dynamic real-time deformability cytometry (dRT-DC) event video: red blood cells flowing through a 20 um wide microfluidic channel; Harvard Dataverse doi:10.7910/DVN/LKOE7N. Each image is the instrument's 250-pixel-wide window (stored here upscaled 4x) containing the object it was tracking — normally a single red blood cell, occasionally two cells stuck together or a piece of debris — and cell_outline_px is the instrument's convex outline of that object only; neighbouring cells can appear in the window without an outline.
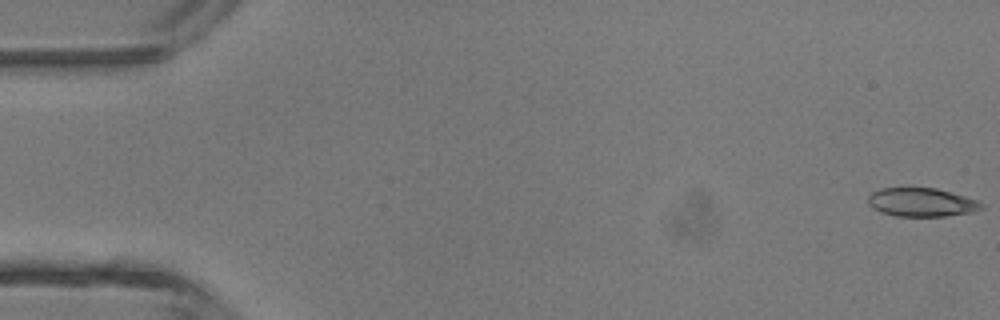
{"species": "common noctule bat (a hibernating species)", "species_latin": "Nyctalus noctula", "temperature_condition": "room temperature", "stored_images_in_passage": 5, "camera_frame_rate_fps": 3000, "um_per_image_px": 0.085, "animal": {"sex": "male", "body_mass_g": 13.3}, "frame": {"image": 1, "passage_image": 1, "time_ms": 0.0, "image_size_px": [1000, 320], "cell_outline_px": [[984, 208], [972, 212], [944, 216], [892, 216], [880, 212], [872, 208], [868, 204], [868, 196], [872, 192], [880, 188], [936, 188], [964, 196], [976, 200], [984, 204]], "centroid_in_image_um": [78.3, 17.2], "position_along_channel_um": 6.7, "area_um2": 18.96}}
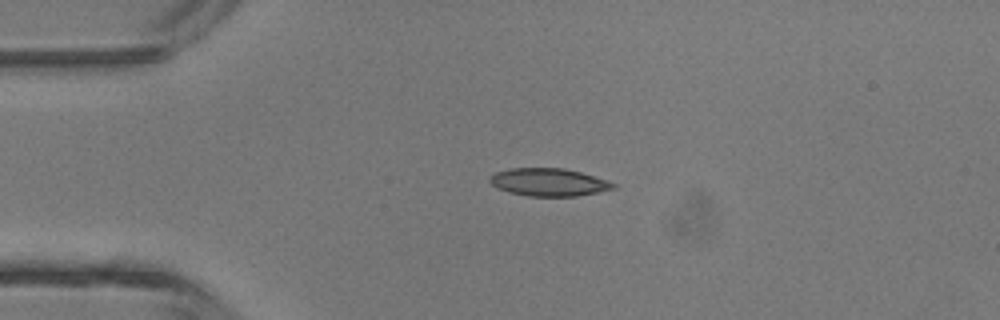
{"frame": {"image": 2, "passage_image": 4, "time_ms": 3.333, "image_size_px": [1000, 320], "cell_outline_px": [[616, 188], [576, 196], [528, 196], [496, 188], [488, 180], [488, 176], [496, 172], [512, 168], [564, 168], [580, 172], [608, 180], [616, 184]], "centroid_in_image_um": [46.63, 15.48], "position_along_channel_um": 38.4, "area_um2": 19.88}}